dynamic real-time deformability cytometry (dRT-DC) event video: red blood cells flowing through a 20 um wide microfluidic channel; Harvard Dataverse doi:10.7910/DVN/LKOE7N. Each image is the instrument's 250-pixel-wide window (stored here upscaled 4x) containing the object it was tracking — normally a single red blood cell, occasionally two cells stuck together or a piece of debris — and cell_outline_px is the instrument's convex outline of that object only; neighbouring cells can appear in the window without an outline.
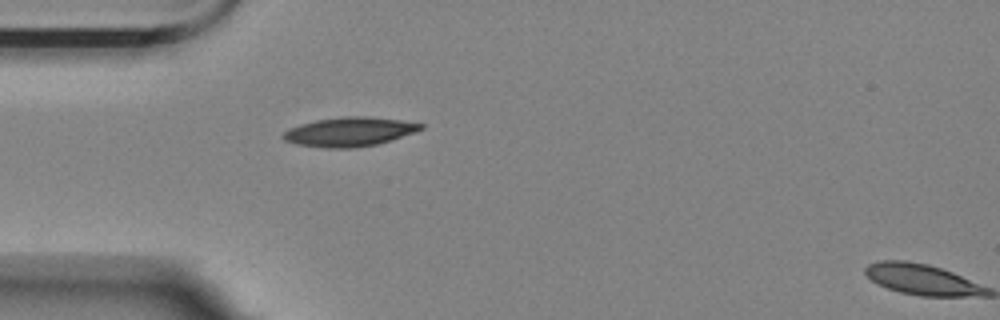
{"species": "Egyptian fruit bat (a non-hibernating species)", "species_latin": "Rousettus aegyptiacus", "temperature_condition": "room temperature", "stored_images_in_passage": 2, "camera_frame_rate_fps": 3000, "um_per_image_px": 0.085, "animal": {"sex": "female"}, "frame": {"image": 1, "passage_image": 1, "time_ms": 0.0, "image_size_px": [1000, 320], "cell_outline_px": [[424, 128], [376, 144], [352, 148], [324, 148], [296, 144], [284, 140], [280, 136], [288, 128], [300, 124], [316, 120], [344, 116], [368, 116], [400, 120], [424, 124]], "centroid_in_image_um": [29.62, 11.19], "position_along_channel_um": 55.4, "area_um2": 23.18}}